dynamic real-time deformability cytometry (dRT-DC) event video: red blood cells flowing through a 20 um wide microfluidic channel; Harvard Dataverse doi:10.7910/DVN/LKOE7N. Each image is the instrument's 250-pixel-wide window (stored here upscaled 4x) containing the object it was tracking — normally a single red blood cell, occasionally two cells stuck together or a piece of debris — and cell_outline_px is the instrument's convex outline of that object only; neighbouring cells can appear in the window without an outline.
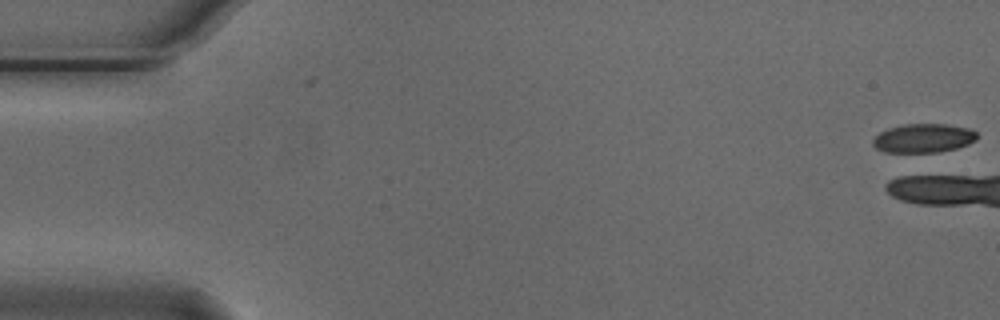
{"species": "Egyptian fruit bat (a non-hibernating species)", "species_latin": "Rousettus aegyptiacus", "temperature_condition": "cold", "stored_images_in_passage": 2, "camera_frame_rate_fps": 3000, "um_per_image_px": 0.085, "animal": {"sex": "male"}, "frame": {"image": 1, "passage_image": 2, "time_ms": 0.333, "image_size_px": [1000, 320], "cell_outline_px": [[976, 140], [968, 144], [956, 148], [940, 152], [884, 152], [876, 148], [872, 144], [872, 140], [880, 132], [888, 128], [904, 124], [944, 124], [972, 128], [976, 132]], "centroid_in_image_um": [78.49, 11.74], "position_along_channel_um": 6.5, "area_um2": 17.57}}